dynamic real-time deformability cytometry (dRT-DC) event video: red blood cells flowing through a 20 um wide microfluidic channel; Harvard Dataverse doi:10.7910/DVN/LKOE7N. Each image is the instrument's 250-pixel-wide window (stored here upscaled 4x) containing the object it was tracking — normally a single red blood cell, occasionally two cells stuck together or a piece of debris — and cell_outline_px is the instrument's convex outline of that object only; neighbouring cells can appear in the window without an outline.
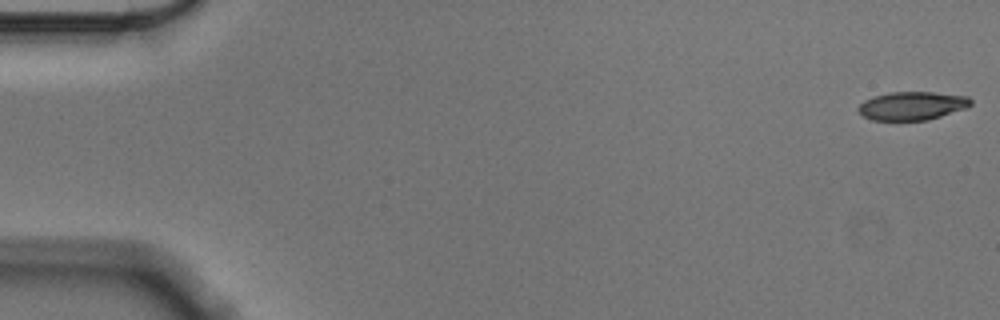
{"species": "Egyptian fruit bat (a non-hibernating species)", "species_latin": "Rousettus aegyptiacus", "temperature_condition": "cold", "stored_images_in_passage": 56, "camera_frame_rate_fps": 3000, "um_per_image_px": 0.085, "animal": {"sex": "male"}, "frame": {"image": 1, "passage_image": 1, "time_ms": 0.0, "image_size_px": [1000, 320], "cell_outline_px": [[972, 104], [968, 108], [928, 120], [872, 120], [864, 116], [856, 108], [864, 100], [872, 96], [892, 92], [932, 92], [968, 96], [972, 100]], "centroid_in_image_um": [77.55, 8.99], "position_along_channel_um": 7.4, "area_um2": 18.73}}
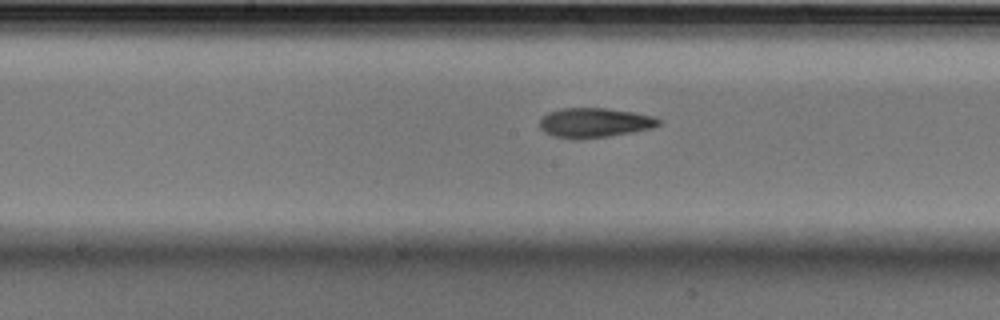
{"frame": {"image": 2, "passage_image": 29, "time_ms": 9.333, "image_size_px": [1000, 320], "cell_outline_px": [[660, 124], [652, 128], [632, 132], [608, 136], [576, 140], [572, 140], [556, 136], [544, 132], [540, 128], [540, 116], [548, 112], [564, 108], [608, 108], [632, 112], [652, 116], [660, 120]], "centroid_in_image_um": [50.49, 10.43], "position_along_channel_um": 197.7, "area_um2": 20.58}}
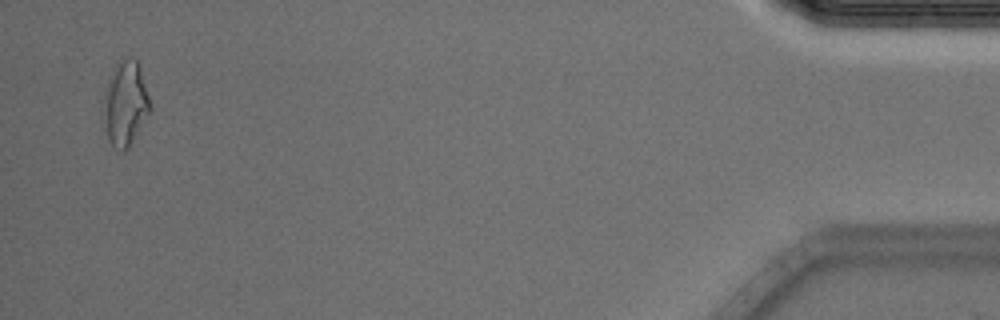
{"frame": {"image": 3, "passage_image": 55, "time_ms": 18.0, "image_size_px": [1000, 320], "cell_outline_px": [[152, 108], [128, 148], [124, 152], [120, 152], [108, 140], [100, 120], [100, 100], [108, 76], [112, 68], [116, 64], [128, 56], [136, 60], [140, 64]], "centroid_in_image_um": [10.57, 8.79], "position_along_channel_um": 424.6, "area_um2": 24.22}, "authors_computed_cell_mechanics": {"area_um2": 20.3167, "velocity_mm_per_s": 3.551, "shape_relaxation_time_tau1_ms": 7.513, "shape_relaxation_time_tau2_ms": 4.5296, "deformation_change_tau1": 0.1994, "deformation_change_tau2": 0.1285}}